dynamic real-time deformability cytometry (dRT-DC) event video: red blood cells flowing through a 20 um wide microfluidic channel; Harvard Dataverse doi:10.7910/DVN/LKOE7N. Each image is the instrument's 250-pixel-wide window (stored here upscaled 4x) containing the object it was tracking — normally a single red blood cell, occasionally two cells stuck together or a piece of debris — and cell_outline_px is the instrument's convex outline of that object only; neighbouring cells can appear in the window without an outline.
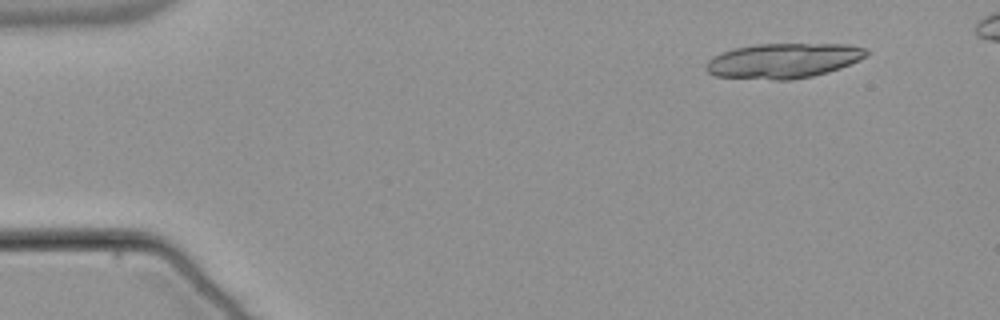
{"species": "common noctule bat (a hibernating species)", "species_latin": "Nyctalus noctula", "temperature_condition": "warm", "stored_images_in_passage": 15, "camera_frame_rate_fps": 3000, "um_per_image_px": 0.085, "animal": {"sex": "male", "body_mass_g": 21.5, "forearm_length_mm": 52.0}, "frame": {"image": 1, "passage_image": 1, "time_ms": 0.0, "image_size_px": [1000, 320], "cell_outline_px": [[868, 52], [864, 56], [840, 68], [828, 72], [812, 76], [792, 80], [776, 80], [716, 76], [708, 72], [704, 68], [708, 60], [712, 56], [720, 52], [736, 48], [756, 44], [848, 44], [868, 48]], "centroid_in_image_um": [66.55, 5.16], "position_along_channel_um": 18.5, "area_um2": 32.6}}